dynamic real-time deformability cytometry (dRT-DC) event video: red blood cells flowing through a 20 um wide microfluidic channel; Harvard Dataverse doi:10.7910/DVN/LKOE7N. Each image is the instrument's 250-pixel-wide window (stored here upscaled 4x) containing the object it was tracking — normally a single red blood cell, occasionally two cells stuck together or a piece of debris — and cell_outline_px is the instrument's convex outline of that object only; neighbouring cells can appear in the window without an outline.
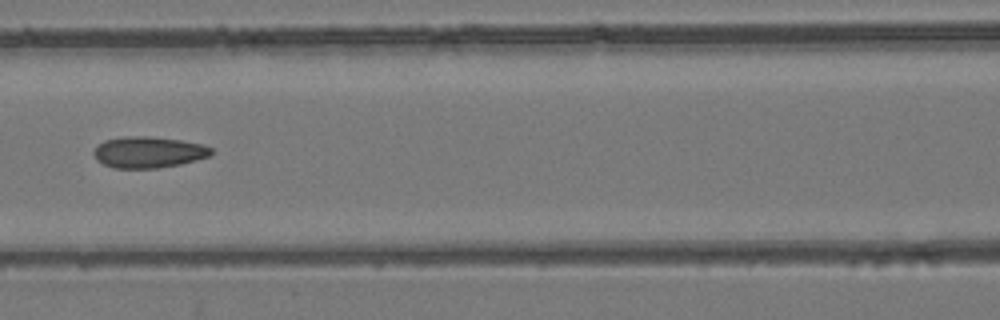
{"species": "common noctule bat (a hibernating species)", "species_latin": "Nyctalus noctula", "temperature_condition": "room temperature", "stored_images_in_passage": 6, "camera_frame_rate_fps": 3000, "um_per_image_px": 0.085, "animal": {"sex": "female", "body_mass_g": 24.6, "forearm_length_mm": 56.2}, "frame": {"image": 1, "passage_image": 6, "time_ms": 5.667, "image_size_px": [1000, 320], "cell_outline_px": [[212, 152], [208, 156], [196, 160], [180, 164], [156, 168], [112, 168], [96, 160], [92, 152], [104, 140], [124, 136], [148, 136], [180, 140], [204, 144], [212, 148]], "centroid_in_image_um": [12.6, 12.93], "position_along_channel_um": 154.0, "area_um2": 21.39}}